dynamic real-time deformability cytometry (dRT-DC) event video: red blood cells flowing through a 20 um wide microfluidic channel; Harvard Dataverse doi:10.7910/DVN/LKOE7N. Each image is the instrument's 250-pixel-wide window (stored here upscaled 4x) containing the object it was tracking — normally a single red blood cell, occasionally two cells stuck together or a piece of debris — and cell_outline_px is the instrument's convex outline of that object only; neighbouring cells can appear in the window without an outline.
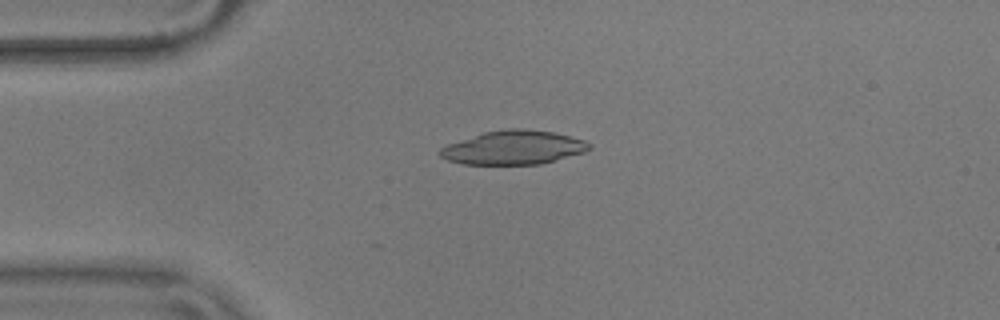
{"species": "common noctule bat (a hibernating species)", "species_latin": "Nyctalus noctula", "temperature_condition": "warm", "stored_images_in_passage": 26, "camera_frame_rate_fps": 3000, "um_per_image_px": 0.085, "animal": {"sex": "male", "body_mass_g": 17.9}, "frame": {"image": 1, "passage_image": 13, "time_ms": 4.0, "image_size_px": [1000, 320], "cell_outline_px": [[592, 148], [584, 152], [540, 164], [464, 164], [448, 160], [440, 156], [440, 148], [448, 144], [484, 132], [508, 128], [524, 128], [552, 132], [584, 140], [592, 144]], "centroid_in_image_um": [43.66, 12.54], "position_along_channel_um": 41.3, "area_um2": 29.19}}